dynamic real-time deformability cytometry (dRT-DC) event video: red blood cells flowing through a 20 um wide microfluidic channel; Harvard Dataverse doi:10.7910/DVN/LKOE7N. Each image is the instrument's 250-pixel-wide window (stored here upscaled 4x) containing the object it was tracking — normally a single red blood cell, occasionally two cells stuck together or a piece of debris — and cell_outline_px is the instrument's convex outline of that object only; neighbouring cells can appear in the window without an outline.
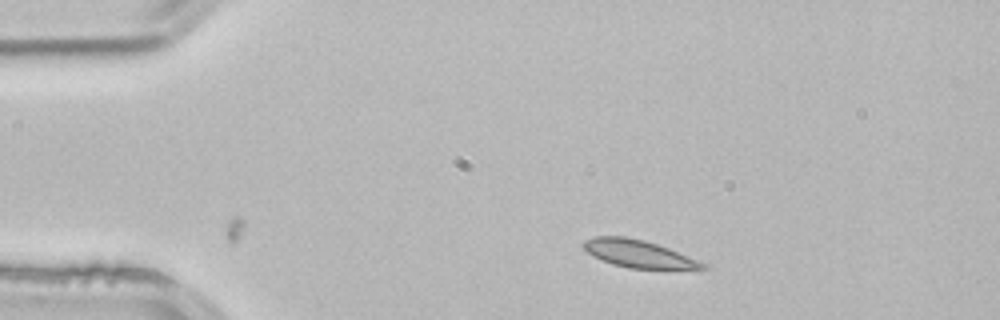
{"species": "common noctule bat (a hibernating species)", "species_latin": "Nyctalus noctula", "temperature_condition": "room temperature", "stored_images_in_passage": 27, "camera_frame_rate_fps": 3000, "um_per_image_px": 0.085, "animal": {"sex": "male", "body_mass_g": 21.5, "forearm_length_mm": 52.0}, "frame": {"image": 1, "passage_image": 1, "time_ms": 0.0, "image_size_px": [1000, 320], "cell_outline_px": [[708, 268], [628, 268], [612, 264], [592, 256], [580, 244], [584, 240], [592, 236], [624, 236], [644, 240], [668, 248], [708, 264]], "centroid_in_image_um": [54.19, 21.55], "position_along_channel_um": 30.8, "area_um2": 18.9}}
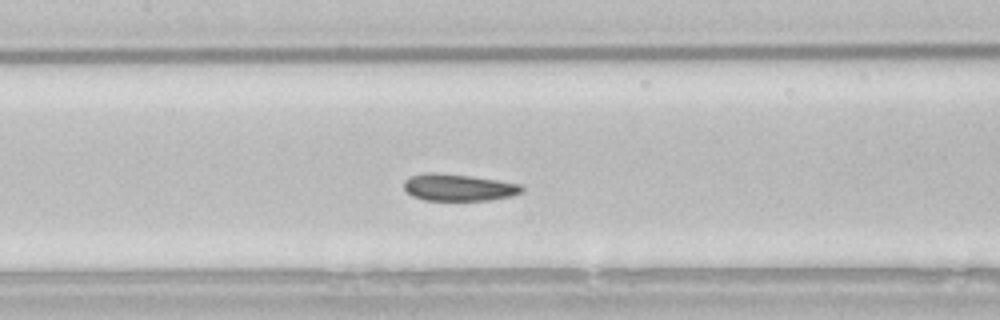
{"frame": {"image": 2, "passage_image": 16, "time_ms": 5.0, "image_size_px": [1000, 320], "cell_outline_px": [[524, 188], [520, 192], [512, 196], [488, 200], [424, 200], [412, 196], [404, 188], [404, 180], [412, 176], [428, 172], [436, 172], [472, 176], [520, 184]], "centroid_in_image_um": [38.95, 15.93], "position_along_channel_um": 168.4, "area_um2": 18.38}}
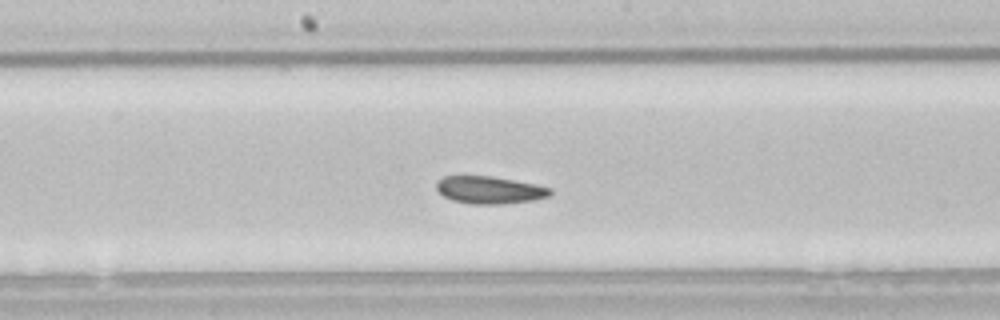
{"frame": {"image": 3, "passage_image": 19, "time_ms": 6.0, "image_size_px": [1000, 320], "cell_outline_px": [[552, 192], [548, 196], [536, 200], [504, 204], [472, 204], [452, 200], [444, 196], [436, 188], [436, 180], [444, 176], [492, 176], [536, 184], [552, 188]], "centroid_in_image_um": [41.62, 16.15], "position_along_channel_um": 206.6, "area_um2": 18.32}}